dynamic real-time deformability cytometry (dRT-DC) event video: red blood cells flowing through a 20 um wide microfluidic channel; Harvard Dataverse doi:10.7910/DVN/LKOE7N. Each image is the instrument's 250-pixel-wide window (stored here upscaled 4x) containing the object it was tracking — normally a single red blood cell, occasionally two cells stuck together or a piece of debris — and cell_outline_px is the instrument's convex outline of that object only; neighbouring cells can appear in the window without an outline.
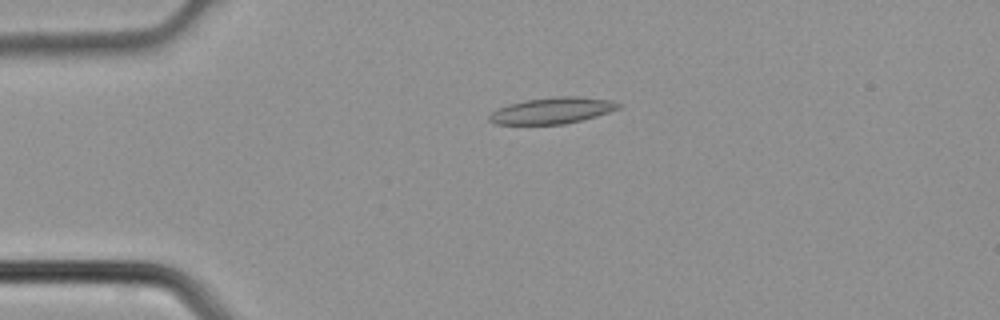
{"species": "common noctule bat (a hibernating species)", "species_latin": "Nyctalus noctula", "temperature_condition": "cold", "stored_images_in_passage": 1, "camera_frame_rate_fps": 3000, "um_per_image_px": 0.085, "animal": {"sex": "male", "body_mass_g": 21.5, "forearm_length_mm": 52.0}, "frame": {"image": 1, "passage_image": 1, "time_ms": 0.0, "image_size_px": [1000, 320], "cell_outline_px": [[620, 108], [596, 116], [564, 124], [496, 124], [488, 120], [488, 116], [492, 112], [508, 104], [528, 100], [560, 96], [576, 96], [612, 100], [620, 104]], "centroid_in_image_um": [46.94, 9.4], "position_along_channel_um": 38.1, "area_um2": 19.48}}